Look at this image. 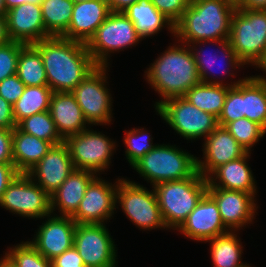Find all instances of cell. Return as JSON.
Instances as JSON below:
<instances>
[{
	"mask_svg": "<svg viewBox=\"0 0 266 267\" xmlns=\"http://www.w3.org/2000/svg\"><path fill=\"white\" fill-rule=\"evenodd\" d=\"M32 45L42 56L48 86L53 92H71L98 67L85 43L50 36Z\"/></svg>",
	"mask_w": 266,
	"mask_h": 267,
	"instance_id": "obj_1",
	"label": "cell"
},
{
	"mask_svg": "<svg viewBox=\"0 0 266 267\" xmlns=\"http://www.w3.org/2000/svg\"><path fill=\"white\" fill-rule=\"evenodd\" d=\"M160 54L144 72L146 82L161 96L154 104L155 109L165 100L184 96L201 83L189 45L176 41Z\"/></svg>",
	"mask_w": 266,
	"mask_h": 267,
	"instance_id": "obj_2",
	"label": "cell"
},
{
	"mask_svg": "<svg viewBox=\"0 0 266 267\" xmlns=\"http://www.w3.org/2000/svg\"><path fill=\"white\" fill-rule=\"evenodd\" d=\"M236 6L227 0H197L189 3L174 25V39L189 45L204 40L229 39Z\"/></svg>",
	"mask_w": 266,
	"mask_h": 267,
	"instance_id": "obj_3",
	"label": "cell"
},
{
	"mask_svg": "<svg viewBox=\"0 0 266 267\" xmlns=\"http://www.w3.org/2000/svg\"><path fill=\"white\" fill-rule=\"evenodd\" d=\"M207 178L198 171L190 178L155 185L158 204L167 229L177 230L207 192Z\"/></svg>",
	"mask_w": 266,
	"mask_h": 267,
	"instance_id": "obj_4",
	"label": "cell"
},
{
	"mask_svg": "<svg viewBox=\"0 0 266 267\" xmlns=\"http://www.w3.org/2000/svg\"><path fill=\"white\" fill-rule=\"evenodd\" d=\"M132 169L154 187L192 177L197 172V157L176 145L157 144Z\"/></svg>",
	"mask_w": 266,
	"mask_h": 267,
	"instance_id": "obj_5",
	"label": "cell"
},
{
	"mask_svg": "<svg viewBox=\"0 0 266 267\" xmlns=\"http://www.w3.org/2000/svg\"><path fill=\"white\" fill-rule=\"evenodd\" d=\"M229 41L245 65L255 66L266 50V10L236 6L231 17Z\"/></svg>",
	"mask_w": 266,
	"mask_h": 267,
	"instance_id": "obj_6",
	"label": "cell"
},
{
	"mask_svg": "<svg viewBox=\"0 0 266 267\" xmlns=\"http://www.w3.org/2000/svg\"><path fill=\"white\" fill-rule=\"evenodd\" d=\"M127 179L118 177L116 209L120 206L126 217L143 231L157 228L167 230L154 188L149 190Z\"/></svg>",
	"mask_w": 266,
	"mask_h": 267,
	"instance_id": "obj_7",
	"label": "cell"
},
{
	"mask_svg": "<svg viewBox=\"0 0 266 267\" xmlns=\"http://www.w3.org/2000/svg\"><path fill=\"white\" fill-rule=\"evenodd\" d=\"M141 40L134 23L123 12L111 11L86 46L97 66L109 67L111 54L135 47Z\"/></svg>",
	"mask_w": 266,
	"mask_h": 267,
	"instance_id": "obj_8",
	"label": "cell"
},
{
	"mask_svg": "<svg viewBox=\"0 0 266 267\" xmlns=\"http://www.w3.org/2000/svg\"><path fill=\"white\" fill-rule=\"evenodd\" d=\"M155 111L180 137L191 142L205 139L218 126L217 117L198 109L184 96L165 100Z\"/></svg>",
	"mask_w": 266,
	"mask_h": 267,
	"instance_id": "obj_9",
	"label": "cell"
},
{
	"mask_svg": "<svg viewBox=\"0 0 266 267\" xmlns=\"http://www.w3.org/2000/svg\"><path fill=\"white\" fill-rule=\"evenodd\" d=\"M108 69L109 67L98 66L71 91L90 126H106L114 118L113 99L107 86Z\"/></svg>",
	"mask_w": 266,
	"mask_h": 267,
	"instance_id": "obj_10",
	"label": "cell"
},
{
	"mask_svg": "<svg viewBox=\"0 0 266 267\" xmlns=\"http://www.w3.org/2000/svg\"><path fill=\"white\" fill-rule=\"evenodd\" d=\"M75 169L87 170L97 175L107 171L117 143L109 136L89 127L82 132L64 140Z\"/></svg>",
	"mask_w": 266,
	"mask_h": 267,
	"instance_id": "obj_11",
	"label": "cell"
},
{
	"mask_svg": "<svg viewBox=\"0 0 266 267\" xmlns=\"http://www.w3.org/2000/svg\"><path fill=\"white\" fill-rule=\"evenodd\" d=\"M0 206L23 218L44 219L51 214L50 196L26 173H19L8 185Z\"/></svg>",
	"mask_w": 266,
	"mask_h": 267,
	"instance_id": "obj_12",
	"label": "cell"
},
{
	"mask_svg": "<svg viewBox=\"0 0 266 267\" xmlns=\"http://www.w3.org/2000/svg\"><path fill=\"white\" fill-rule=\"evenodd\" d=\"M106 224H77L73 245L87 267H116L117 247Z\"/></svg>",
	"mask_w": 266,
	"mask_h": 267,
	"instance_id": "obj_13",
	"label": "cell"
},
{
	"mask_svg": "<svg viewBox=\"0 0 266 267\" xmlns=\"http://www.w3.org/2000/svg\"><path fill=\"white\" fill-rule=\"evenodd\" d=\"M208 43L209 45L212 44L213 46H218L219 50L216 49L217 51L215 50L214 53L212 51V53H208V48L205 50L203 49V46H201L204 45L205 47V44ZM189 47L191 48V51L193 53L196 67L198 69L201 82L203 83L225 85L226 82H223V77H221V80L220 77H218V74H221L222 76L227 75L228 77H234L236 76L234 74L235 69L238 70L240 68H244L245 64L235 54V51L231 47L229 39L198 41L195 43H190ZM219 62H221L220 64H222V67H219ZM215 67H219V70ZM218 71L220 73H217Z\"/></svg>",
	"mask_w": 266,
	"mask_h": 267,
	"instance_id": "obj_14",
	"label": "cell"
},
{
	"mask_svg": "<svg viewBox=\"0 0 266 267\" xmlns=\"http://www.w3.org/2000/svg\"><path fill=\"white\" fill-rule=\"evenodd\" d=\"M116 180L112 184L97 175L87 187L72 219L77 224H107L116 211L118 178Z\"/></svg>",
	"mask_w": 266,
	"mask_h": 267,
	"instance_id": "obj_15",
	"label": "cell"
},
{
	"mask_svg": "<svg viewBox=\"0 0 266 267\" xmlns=\"http://www.w3.org/2000/svg\"><path fill=\"white\" fill-rule=\"evenodd\" d=\"M207 193L217 203L221 220L229 231L238 232L253 224L258 209L254 195L222 188H207Z\"/></svg>",
	"mask_w": 266,
	"mask_h": 267,
	"instance_id": "obj_16",
	"label": "cell"
},
{
	"mask_svg": "<svg viewBox=\"0 0 266 267\" xmlns=\"http://www.w3.org/2000/svg\"><path fill=\"white\" fill-rule=\"evenodd\" d=\"M46 219L29 242L46 259L53 260L73 246L77 223L72 217L52 213Z\"/></svg>",
	"mask_w": 266,
	"mask_h": 267,
	"instance_id": "obj_17",
	"label": "cell"
},
{
	"mask_svg": "<svg viewBox=\"0 0 266 267\" xmlns=\"http://www.w3.org/2000/svg\"><path fill=\"white\" fill-rule=\"evenodd\" d=\"M75 170L67 145H54L26 174L51 196Z\"/></svg>",
	"mask_w": 266,
	"mask_h": 267,
	"instance_id": "obj_18",
	"label": "cell"
},
{
	"mask_svg": "<svg viewBox=\"0 0 266 267\" xmlns=\"http://www.w3.org/2000/svg\"><path fill=\"white\" fill-rule=\"evenodd\" d=\"M177 231L202 243L229 232L221 220L217 203L207 192Z\"/></svg>",
	"mask_w": 266,
	"mask_h": 267,
	"instance_id": "obj_19",
	"label": "cell"
},
{
	"mask_svg": "<svg viewBox=\"0 0 266 267\" xmlns=\"http://www.w3.org/2000/svg\"><path fill=\"white\" fill-rule=\"evenodd\" d=\"M202 144L203 159L197 157V171L207 177L218 166L244 156L247 151L225 127L217 126Z\"/></svg>",
	"mask_w": 266,
	"mask_h": 267,
	"instance_id": "obj_20",
	"label": "cell"
},
{
	"mask_svg": "<svg viewBox=\"0 0 266 267\" xmlns=\"http://www.w3.org/2000/svg\"><path fill=\"white\" fill-rule=\"evenodd\" d=\"M7 32L11 41L34 44L50 37L45 30L40 5L25 3L7 11Z\"/></svg>",
	"mask_w": 266,
	"mask_h": 267,
	"instance_id": "obj_21",
	"label": "cell"
},
{
	"mask_svg": "<svg viewBox=\"0 0 266 267\" xmlns=\"http://www.w3.org/2000/svg\"><path fill=\"white\" fill-rule=\"evenodd\" d=\"M110 12L106 0L74 3L71 22L62 37L87 44Z\"/></svg>",
	"mask_w": 266,
	"mask_h": 267,
	"instance_id": "obj_22",
	"label": "cell"
},
{
	"mask_svg": "<svg viewBox=\"0 0 266 267\" xmlns=\"http://www.w3.org/2000/svg\"><path fill=\"white\" fill-rule=\"evenodd\" d=\"M250 154L247 152L244 156L215 168L206 177L207 188L243 191L256 197L258 193L257 182L254 179L251 167L248 165V160L251 158Z\"/></svg>",
	"mask_w": 266,
	"mask_h": 267,
	"instance_id": "obj_23",
	"label": "cell"
},
{
	"mask_svg": "<svg viewBox=\"0 0 266 267\" xmlns=\"http://www.w3.org/2000/svg\"><path fill=\"white\" fill-rule=\"evenodd\" d=\"M49 112L57 132L63 140L90 127L71 92H54Z\"/></svg>",
	"mask_w": 266,
	"mask_h": 267,
	"instance_id": "obj_24",
	"label": "cell"
},
{
	"mask_svg": "<svg viewBox=\"0 0 266 267\" xmlns=\"http://www.w3.org/2000/svg\"><path fill=\"white\" fill-rule=\"evenodd\" d=\"M97 176L94 172L75 169L62 185L50 196L51 213L71 217L78 209L90 182Z\"/></svg>",
	"mask_w": 266,
	"mask_h": 267,
	"instance_id": "obj_25",
	"label": "cell"
},
{
	"mask_svg": "<svg viewBox=\"0 0 266 267\" xmlns=\"http://www.w3.org/2000/svg\"><path fill=\"white\" fill-rule=\"evenodd\" d=\"M52 146L50 142L26 134L15 127L12 136V157L16 170L19 173H27Z\"/></svg>",
	"mask_w": 266,
	"mask_h": 267,
	"instance_id": "obj_26",
	"label": "cell"
},
{
	"mask_svg": "<svg viewBox=\"0 0 266 267\" xmlns=\"http://www.w3.org/2000/svg\"><path fill=\"white\" fill-rule=\"evenodd\" d=\"M135 26L142 38H151L167 27L174 38V25L151 3L150 0H138L123 12Z\"/></svg>",
	"mask_w": 266,
	"mask_h": 267,
	"instance_id": "obj_27",
	"label": "cell"
},
{
	"mask_svg": "<svg viewBox=\"0 0 266 267\" xmlns=\"http://www.w3.org/2000/svg\"><path fill=\"white\" fill-rule=\"evenodd\" d=\"M244 78L229 84H207L199 83L187 91L184 97L198 109L219 117L223 110V105L230 87L236 86Z\"/></svg>",
	"mask_w": 266,
	"mask_h": 267,
	"instance_id": "obj_28",
	"label": "cell"
},
{
	"mask_svg": "<svg viewBox=\"0 0 266 267\" xmlns=\"http://www.w3.org/2000/svg\"><path fill=\"white\" fill-rule=\"evenodd\" d=\"M237 234H239L237 231H229L205 241L211 245L210 255L213 267H245L247 265L241 261L244 246Z\"/></svg>",
	"mask_w": 266,
	"mask_h": 267,
	"instance_id": "obj_29",
	"label": "cell"
},
{
	"mask_svg": "<svg viewBox=\"0 0 266 267\" xmlns=\"http://www.w3.org/2000/svg\"><path fill=\"white\" fill-rule=\"evenodd\" d=\"M244 117L266 130V80L255 76L243 79Z\"/></svg>",
	"mask_w": 266,
	"mask_h": 267,
	"instance_id": "obj_30",
	"label": "cell"
},
{
	"mask_svg": "<svg viewBox=\"0 0 266 267\" xmlns=\"http://www.w3.org/2000/svg\"><path fill=\"white\" fill-rule=\"evenodd\" d=\"M53 93L49 86H26L18 101L12 105L16 125L36 113L48 111Z\"/></svg>",
	"mask_w": 266,
	"mask_h": 267,
	"instance_id": "obj_31",
	"label": "cell"
},
{
	"mask_svg": "<svg viewBox=\"0 0 266 267\" xmlns=\"http://www.w3.org/2000/svg\"><path fill=\"white\" fill-rule=\"evenodd\" d=\"M16 75L25 86H48L42 56L32 44L20 50Z\"/></svg>",
	"mask_w": 266,
	"mask_h": 267,
	"instance_id": "obj_32",
	"label": "cell"
},
{
	"mask_svg": "<svg viewBox=\"0 0 266 267\" xmlns=\"http://www.w3.org/2000/svg\"><path fill=\"white\" fill-rule=\"evenodd\" d=\"M45 30L51 36H62L68 29L72 18V0H44L41 3Z\"/></svg>",
	"mask_w": 266,
	"mask_h": 267,
	"instance_id": "obj_33",
	"label": "cell"
},
{
	"mask_svg": "<svg viewBox=\"0 0 266 267\" xmlns=\"http://www.w3.org/2000/svg\"><path fill=\"white\" fill-rule=\"evenodd\" d=\"M16 127L26 134L50 142L53 146L64 142L57 132L49 110L21 120Z\"/></svg>",
	"mask_w": 266,
	"mask_h": 267,
	"instance_id": "obj_34",
	"label": "cell"
},
{
	"mask_svg": "<svg viewBox=\"0 0 266 267\" xmlns=\"http://www.w3.org/2000/svg\"><path fill=\"white\" fill-rule=\"evenodd\" d=\"M224 127L249 153L266 134V130L261 125L245 117L229 122Z\"/></svg>",
	"mask_w": 266,
	"mask_h": 267,
	"instance_id": "obj_35",
	"label": "cell"
},
{
	"mask_svg": "<svg viewBox=\"0 0 266 267\" xmlns=\"http://www.w3.org/2000/svg\"><path fill=\"white\" fill-rule=\"evenodd\" d=\"M124 132L123 142L126 146L125 156L131 167L149 153L157 144H153L152 134L146 128H135Z\"/></svg>",
	"mask_w": 266,
	"mask_h": 267,
	"instance_id": "obj_36",
	"label": "cell"
},
{
	"mask_svg": "<svg viewBox=\"0 0 266 267\" xmlns=\"http://www.w3.org/2000/svg\"><path fill=\"white\" fill-rule=\"evenodd\" d=\"M5 255L17 267H52L51 260L42 256L29 241H21L13 247H7Z\"/></svg>",
	"mask_w": 266,
	"mask_h": 267,
	"instance_id": "obj_37",
	"label": "cell"
},
{
	"mask_svg": "<svg viewBox=\"0 0 266 267\" xmlns=\"http://www.w3.org/2000/svg\"><path fill=\"white\" fill-rule=\"evenodd\" d=\"M240 118H244L243 80L228 89L222 113L218 117V125L224 127L227 123Z\"/></svg>",
	"mask_w": 266,
	"mask_h": 267,
	"instance_id": "obj_38",
	"label": "cell"
},
{
	"mask_svg": "<svg viewBox=\"0 0 266 267\" xmlns=\"http://www.w3.org/2000/svg\"><path fill=\"white\" fill-rule=\"evenodd\" d=\"M25 45L18 41L0 45V82L16 74L19 53Z\"/></svg>",
	"mask_w": 266,
	"mask_h": 267,
	"instance_id": "obj_39",
	"label": "cell"
},
{
	"mask_svg": "<svg viewBox=\"0 0 266 267\" xmlns=\"http://www.w3.org/2000/svg\"><path fill=\"white\" fill-rule=\"evenodd\" d=\"M173 25H175L186 11L189 3L187 0H150Z\"/></svg>",
	"mask_w": 266,
	"mask_h": 267,
	"instance_id": "obj_40",
	"label": "cell"
},
{
	"mask_svg": "<svg viewBox=\"0 0 266 267\" xmlns=\"http://www.w3.org/2000/svg\"><path fill=\"white\" fill-rule=\"evenodd\" d=\"M25 87V84L15 74L0 82V96L13 105L23 94Z\"/></svg>",
	"mask_w": 266,
	"mask_h": 267,
	"instance_id": "obj_41",
	"label": "cell"
},
{
	"mask_svg": "<svg viewBox=\"0 0 266 267\" xmlns=\"http://www.w3.org/2000/svg\"><path fill=\"white\" fill-rule=\"evenodd\" d=\"M52 267H87L74 245L51 260Z\"/></svg>",
	"mask_w": 266,
	"mask_h": 267,
	"instance_id": "obj_42",
	"label": "cell"
},
{
	"mask_svg": "<svg viewBox=\"0 0 266 267\" xmlns=\"http://www.w3.org/2000/svg\"><path fill=\"white\" fill-rule=\"evenodd\" d=\"M12 136L13 130L0 128V163H13Z\"/></svg>",
	"mask_w": 266,
	"mask_h": 267,
	"instance_id": "obj_43",
	"label": "cell"
},
{
	"mask_svg": "<svg viewBox=\"0 0 266 267\" xmlns=\"http://www.w3.org/2000/svg\"><path fill=\"white\" fill-rule=\"evenodd\" d=\"M16 126L12 104L0 96V128L13 130Z\"/></svg>",
	"mask_w": 266,
	"mask_h": 267,
	"instance_id": "obj_44",
	"label": "cell"
},
{
	"mask_svg": "<svg viewBox=\"0 0 266 267\" xmlns=\"http://www.w3.org/2000/svg\"><path fill=\"white\" fill-rule=\"evenodd\" d=\"M18 174L14 163H0V199L8 185Z\"/></svg>",
	"mask_w": 266,
	"mask_h": 267,
	"instance_id": "obj_45",
	"label": "cell"
},
{
	"mask_svg": "<svg viewBox=\"0 0 266 267\" xmlns=\"http://www.w3.org/2000/svg\"><path fill=\"white\" fill-rule=\"evenodd\" d=\"M109 8L113 12H124L129 6L138 0H106Z\"/></svg>",
	"mask_w": 266,
	"mask_h": 267,
	"instance_id": "obj_46",
	"label": "cell"
},
{
	"mask_svg": "<svg viewBox=\"0 0 266 267\" xmlns=\"http://www.w3.org/2000/svg\"><path fill=\"white\" fill-rule=\"evenodd\" d=\"M237 7L247 10H266V0H243Z\"/></svg>",
	"mask_w": 266,
	"mask_h": 267,
	"instance_id": "obj_47",
	"label": "cell"
},
{
	"mask_svg": "<svg viewBox=\"0 0 266 267\" xmlns=\"http://www.w3.org/2000/svg\"><path fill=\"white\" fill-rule=\"evenodd\" d=\"M10 38L7 32V20L6 16H0V45L10 42Z\"/></svg>",
	"mask_w": 266,
	"mask_h": 267,
	"instance_id": "obj_48",
	"label": "cell"
},
{
	"mask_svg": "<svg viewBox=\"0 0 266 267\" xmlns=\"http://www.w3.org/2000/svg\"><path fill=\"white\" fill-rule=\"evenodd\" d=\"M43 1L44 0H5V7H6V10L8 11V10L12 9L13 7H16V6L25 4V3H32L35 5H41V3Z\"/></svg>",
	"mask_w": 266,
	"mask_h": 267,
	"instance_id": "obj_49",
	"label": "cell"
},
{
	"mask_svg": "<svg viewBox=\"0 0 266 267\" xmlns=\"http://www.w3.org/2000/svg\"><path fill=\"white\" fill-rule=\"evenodd\" d=\"M254 67L260 68V70L262 69L261 71H263V74L265 72L264 75H266V50L264 52L263 57L259 60V62ZM264 75L260 74V75H253V76L264 79V78H266V76H264Z\"/></svg>",
	"mask_w": 266,
	"mask_h": 267,
	"instance_id": "obj_50",
	"label": "cell"
},
{
	"mask_svg": "<svg viewBox=\"0 0 266 267\" xmlns=\"http://www.w3.org/2000/svg\"><path fill=\"white\" fill-rule=\"evenodd\" d=\"M1 258H0V267H17L5 254L4 257Z\"/></svg>",
	"mask_w": 266,
	"mask_h": 267,
	"instance_id": "obj_51",
	"label": "cell"
},
{
	"mask_svg": "<svg viewBox=\"0 0 266 267\" xmlns=\"http://www.w3.org/2000/svg\"><path fill=\"white\" fill-rule=\"evenodd\" d=\"M6 14L5 0H0V16H6Z\"/></svg>",
	"mask_w": 266,
	"mask_h": 267,
	"instance_id": "obj_52",
	"label": "cell"
},
{
	"mask_svg": "<svg viewBox=\"0 0 266 267\" xmlns=\"http://www.w3.org/2000/svg\"><path fill=\"white\" fill-rule=\"evenodd\" d=\"M227 1H230L235 6H238L243 0H227Z\"/></svg>",
	"mask_w": 266,
	"mask_h": 267,
	"instance_id": "obj_53",
	"label": "cell"
},
{
	"mask_svg": "<svg viewBox=\"0 0 266 267\" xmlns=\"http://www.w3.org/2000/svg\"><path fill=\"white\" fill-rule=\"evenodd\" d=\"M74 3H81V2H87L89 0H72Z\"/></svg>",
	"mask_w": 266,
	"mask_h": 267,
	"instance_id": "obj_54",
	"label": "cell"
},
{
	"mask_svg": "<svg viewBox=\"0 0 266 267\" xmlns=\"http://www.w3.org/2000/svg\"><path fill=\"white\" fill-rule=\"evenodd\" d=\"M188 3H191V2H194V1H197V0H187Z\"/></svg>",
	"mask_w": 266,
	"mask_h": 267,
	"instance_id": "obj_55",
	"label": "cell"
}]
</instances>
